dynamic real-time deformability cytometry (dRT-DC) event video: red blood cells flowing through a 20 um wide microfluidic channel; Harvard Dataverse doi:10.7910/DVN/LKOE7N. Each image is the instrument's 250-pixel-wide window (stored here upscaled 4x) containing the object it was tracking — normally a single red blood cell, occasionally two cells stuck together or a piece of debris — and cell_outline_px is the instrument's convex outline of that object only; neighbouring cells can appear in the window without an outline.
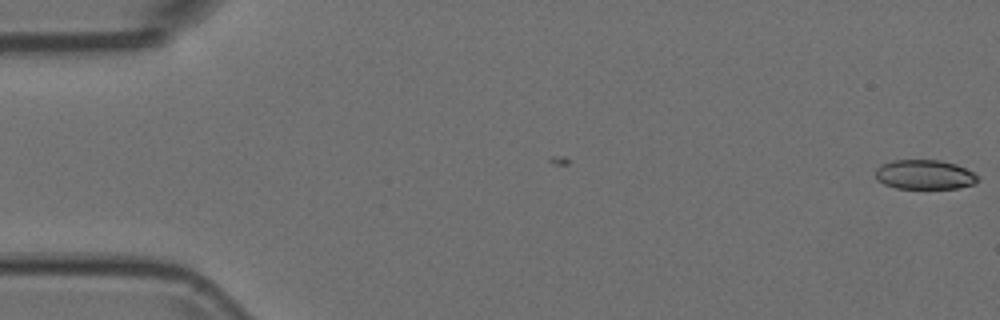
{"species": "Egyptian fruit bat (a non-hibernating species)", "species_latin": "Rousettus aegyptiacus", "temperature_condition": "room temperature", "stored_images_in_passage": 7, "camera_frame_rate_fps": 3000, "um_per_image_px": 0.085, "animal": {"sex": "female"}, "frame": {"image": 1, "passage_image": 1, "time_ms": 0.0, "image_size_px": [1000, 320], "cell_outline_px": [[976, 184], [956, 188], [896, 188], [884, 184], [876, 176], [876, 168], [892, 160], [940, 160], [956, 164], [972, 172], [976, 176]], "centroid_in_image_um": [78.59, 14.84], "position_along_channel_um": 6.4, "area_um2": 17.28}}